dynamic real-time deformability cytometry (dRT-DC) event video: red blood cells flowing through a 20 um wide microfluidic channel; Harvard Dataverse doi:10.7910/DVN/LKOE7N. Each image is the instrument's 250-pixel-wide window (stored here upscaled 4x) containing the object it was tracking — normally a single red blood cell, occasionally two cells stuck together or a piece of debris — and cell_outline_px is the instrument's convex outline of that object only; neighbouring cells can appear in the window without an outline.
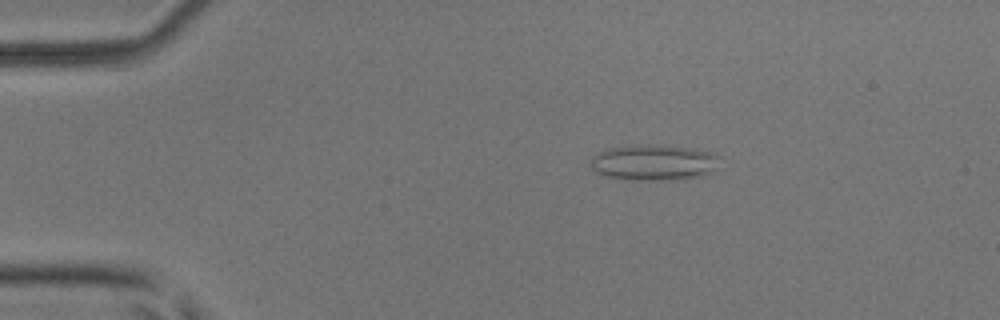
{"species": "common noctule bat (a hibernating species)", "species_latin": "Nyctalus noctula", "temperature_condition": "room temperature", "stored_images_in_passage": 51, "camera_frame_rate_fps": 3000, "um_per_image_px": 0.085, "animal": {"sex": "male", "body_mass_g": 17.9, "forearm_length_mm": 54.2}, "frame": {"image": 1, "passage_image": 10, "time_ms": 3.0, "image_size_px": [1000, 320], "cell_outline_px": [[720, 156], [712, 172], [704, 176], [684, 180], [624, 180], [604, 176], [596, 172], [592, 168], [592, 156], [596, 152], [608, 148], [636, 144], [660, 144], [692, 148], [712, 152]], "centroid_in_image_um": [55.57, 13.81], "position_along_channel_um": 29.4, "area_um2": 27.69}}
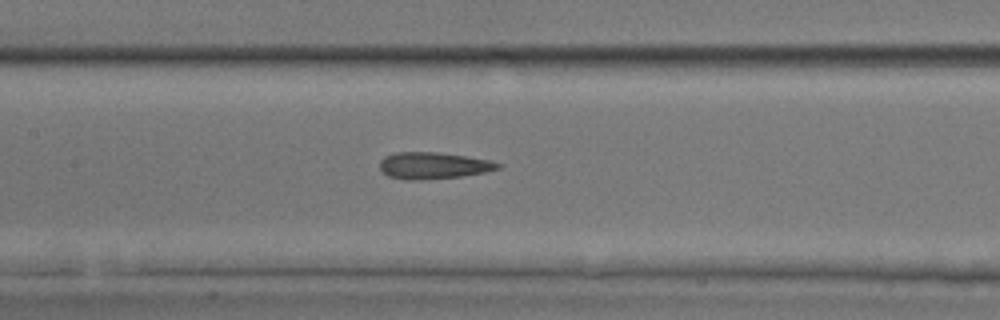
{"frame": {"image": 2, "passage_image": 25, "time_ms": 8.0, "image_size_px": [1000, 320], "cell_outline_px": [[504, 164], [500, 168], [484, 172], [460, 176], [420, 180], [412, 180], [388, 176], [380, 168], [380, 160], [384, 156], [396, 152], [436, 152], [492, 160]], "centroid_in_image_um": [36.85, 14.06], "position_along_channel_um": 170.6, "area_um2": 18.26}}
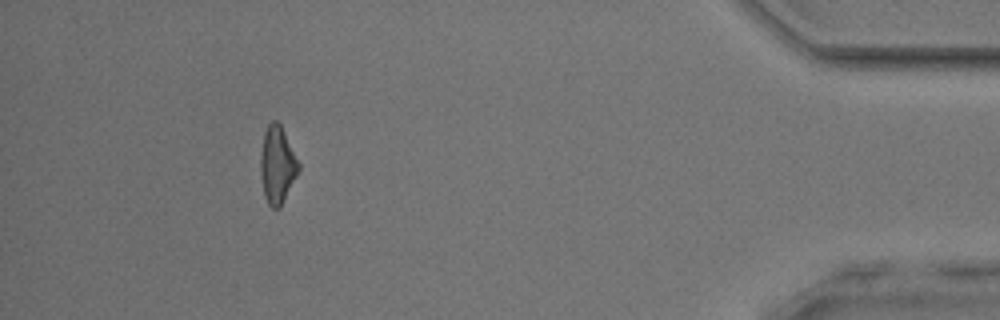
{"frame": {"image": 3, "passage_image": 47, "time_ms": 15.333, "image_size_px": [1000, 320], "cell_outline_px": [[300, 168], [280, 208], [272, 208], [268, 204], [264, 196], [260, 172], [260, 156], [264, 132], [268, 124], [272, 120], [276, 120], [280, 124], [300, 164]], "centroid_in_image_um": [23.55, 14.02], "position_along_channel_um": 411.6, "area_um2": 17.05}, "authors_computed_cell_mechanics": {"area_um2": 18.6116, "velocity_mm_per_s": 4.07, "shape_relaxation_time_tau1_ms": null, "shape_relaxation_time_tau2_ms": 2.4173, "deformation_change_tau1": null, "deformation_change_tau2": 0.1447}}